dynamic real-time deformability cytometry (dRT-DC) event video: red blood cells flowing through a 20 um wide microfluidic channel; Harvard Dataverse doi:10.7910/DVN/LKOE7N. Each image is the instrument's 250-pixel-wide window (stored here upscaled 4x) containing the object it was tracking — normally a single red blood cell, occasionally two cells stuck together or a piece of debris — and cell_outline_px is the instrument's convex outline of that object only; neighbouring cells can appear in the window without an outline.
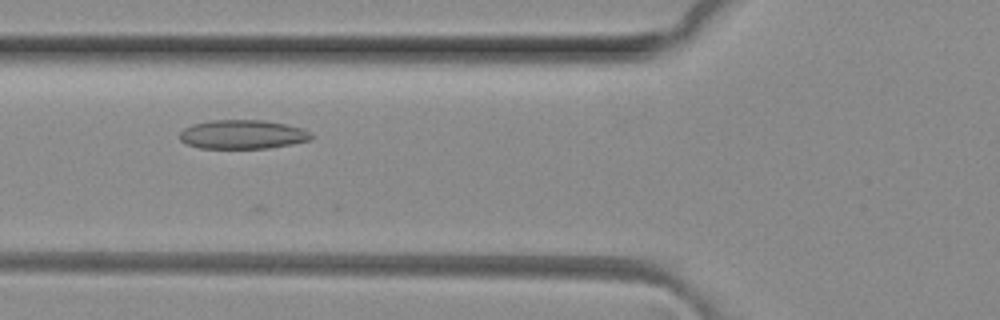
{"species": "common noctule bat (a hibernating species)", "species_latin": "Nyctalus noctula", "temperature_condition": "room temperature", "stored_images_in_passage": 3, "camera_frame_rate_fps": 3000, "um_per_image_px": 0.085, "animal": {"sex": "female", "body_mass_g": 29.2, "forearm_length_mm": 56.3}, "frame": {"image": 1, "passage_image": 2, "time_ms": 0.333, "image_size_px": [1000, 320], "cell_outline_px": [[312, 136], [308, 140], [292, 144], [268, 148], [200, 148], [188, 144], [180, 140], [180, 132], [184, 128], [192, 124], [212, 120], [264, 120], [284, 124], [300, 128], [308, 132]], "centroid_in_image_um": [20.57, 11.42], "position_along_channel_um": 105.2, "area_um2": 21.96}}